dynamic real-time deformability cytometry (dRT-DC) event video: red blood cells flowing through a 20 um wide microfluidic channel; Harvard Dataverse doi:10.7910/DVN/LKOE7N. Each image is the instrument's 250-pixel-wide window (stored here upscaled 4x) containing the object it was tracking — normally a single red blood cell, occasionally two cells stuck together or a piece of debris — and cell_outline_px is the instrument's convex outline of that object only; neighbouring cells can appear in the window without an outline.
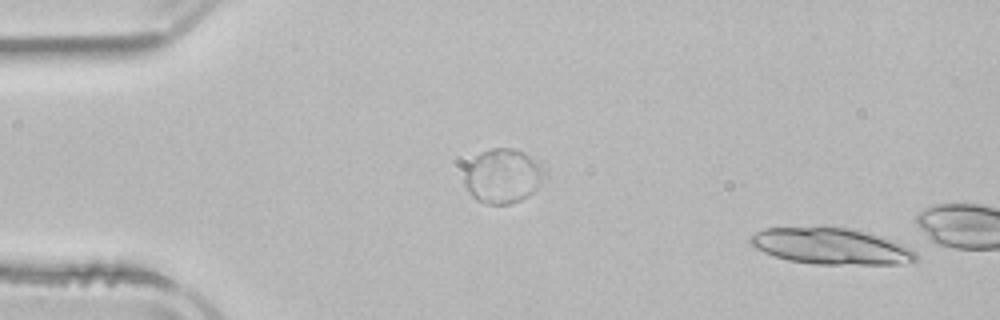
{"species": "common noctule bat (a hibernating species)", "species_latin": "Nyctalus noctula", "temperature_condition": "room temperature", "stored_images_in_passage": 3, "segment_of_instrument_passage": [2, 2], "camera_frame_rate_fps": 3000, "um_per_image_px": 0.085, "animal": {"sex": "male", "body_mass_g": 21.5, "forearm_length_mm": 52.0}, "frame": {"image": 1, "passage_image": 3, "time_ms": 2.667, "image_size_px": [1000, 320], "cell_outline_px": [[920, 260], [904, 264], [816, 264], [788, 260], [764, 252], [748, 244], [748, 236], [764, 228], [848, 228], [864, 232], [920, 248]], "centroid_in_image_um": [70.76, 20.95], "position_along_channel_um": 14.2, "area_um2": 35.32}}